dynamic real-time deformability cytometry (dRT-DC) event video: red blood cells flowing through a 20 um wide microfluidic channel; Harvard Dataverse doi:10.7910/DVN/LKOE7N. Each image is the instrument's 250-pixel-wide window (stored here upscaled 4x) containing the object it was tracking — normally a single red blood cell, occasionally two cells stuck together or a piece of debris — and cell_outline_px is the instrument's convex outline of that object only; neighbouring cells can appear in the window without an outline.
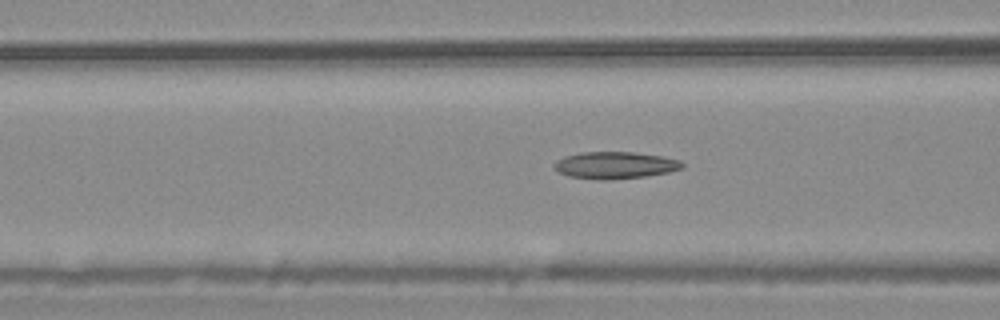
{"species": "common noctule bat (a hibernating species)", "species_latin": "Nyctalus noctula", "temperature_condition": "warm", "stored_images_in_passage": 52, "camera_frame_rate_fps": 3000, "um_per_image_px": 0.085, "animal": {"sex": "male", "body_mass_g": 20.4}, "frame": {"image": 1, "passage_image": 19, "time_ms": 6.0, "image_size_px": [1000, 320], "cell_outline_px": [[684, 168], [668, 172], [644, 176], [612, 180], [600, 180], [568, 176], [560, 172], [552, 164], [556, 160], [564, 156], [580, 152], [632, 152], [660, 156], [680, 160], [684, 164]], "centroid_in_image_um": [52.26, 14.04], "position_along_channel_um": 114.3, "area_um2": 20.11}}
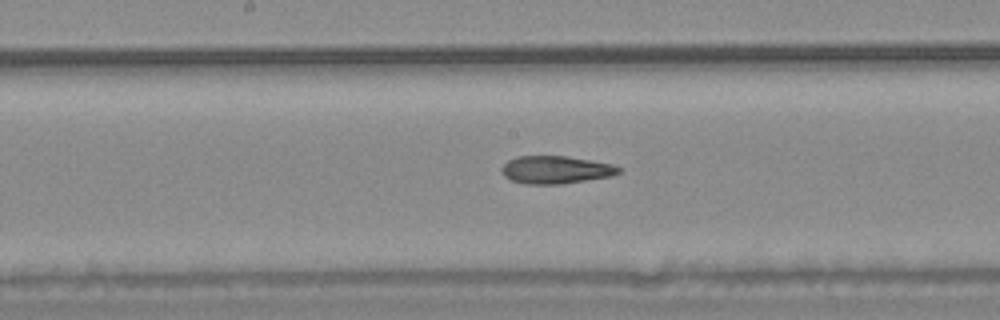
{"frame": {"image": 2, "passage_image": 26, "time_ms": 8.333, "image_size_px": [1000, 320], "cell_outline_px": [[620, 172], [612, 176], [560, 184], [524, 184], [512, 180], [504, 176], [500, 168], [508, 160], [516, 156], [564, 156], [612, 164], [620, 168]], "centroid_in_image_um": [47.2, 14.43], "position_along_channel_um": 201.0, "area_um2": 18.79}}
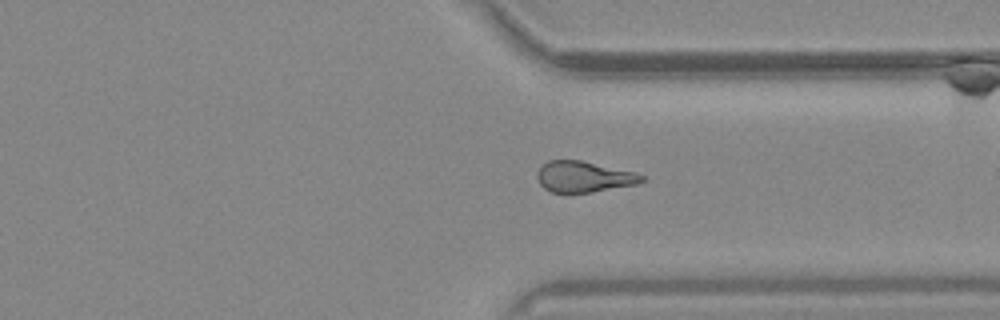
{"frame": {"image": 3, "passage_image": 39, "time_ms": 12.667, "image_size_px": [1000, 320], "cell_outline_px": [[644, 180], [636, 184], [592, 192], [552, 192], [544, 188], [540, 184], [536, 176], [536, 172], [548, 160], [580, 160], [636, 172], [644, 176]], "centroid_in_image_um": [49.61, 15.01], "position_along_channel_um": 361.8, "area_um2": 18.73}, "authors_computed_cell_mechanics": {"area_um2": 19.7387, "velocity_mm_per_s": 3.7011, "shape_relaxation_time_tau1_ms": null, "shape_relaxation_time_tau2_ms": 3.1429, "deformation_change_tau1": null, "deformation_change_tau2": 0.1259}}